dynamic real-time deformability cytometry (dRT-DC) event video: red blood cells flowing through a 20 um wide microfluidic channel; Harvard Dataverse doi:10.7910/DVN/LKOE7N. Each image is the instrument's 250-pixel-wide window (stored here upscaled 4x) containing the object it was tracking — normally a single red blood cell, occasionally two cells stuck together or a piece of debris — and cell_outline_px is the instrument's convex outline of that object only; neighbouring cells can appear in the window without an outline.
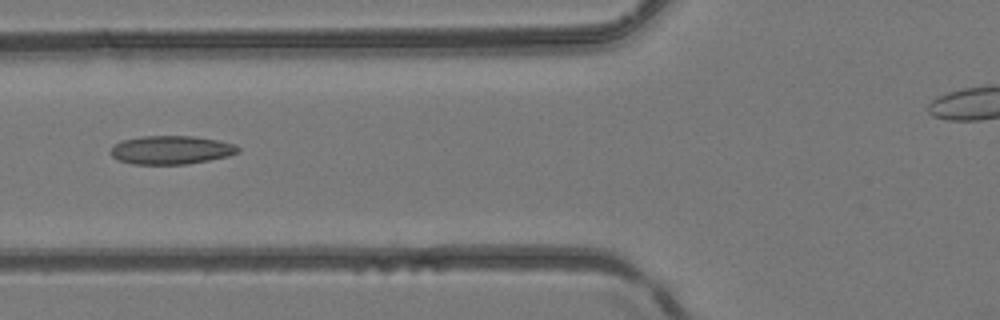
{"species": "common noctule bat (a hibernating species)", "species_latin": "Nyctalus noctula", "temperature_condition": "room temperature", "stored_images_in_passage": 5, "camera_frame_rate_fps": 3000, "um_per_image_px": 0.085, "animal": {"sex": "female", "body_mass_g": 24.6, "forearm_length_mm": 56.2}, "frame": {"image": 1, "passage_image": 5, "time_ms": 1.333, "image_size_px": [1000, 320], "cell_outline_px": [[240, 152], [228, 156], [188, 164], [132, 164], [116, 160], [108, 152], [120, 140], [140, 136], [192, 136], [216, 140], [236, 144], [240, 148]], "centroid_in_image_um": [14.52, 12.75], "position_along_channel_um": 111.3, "area_um2": 21.33}}